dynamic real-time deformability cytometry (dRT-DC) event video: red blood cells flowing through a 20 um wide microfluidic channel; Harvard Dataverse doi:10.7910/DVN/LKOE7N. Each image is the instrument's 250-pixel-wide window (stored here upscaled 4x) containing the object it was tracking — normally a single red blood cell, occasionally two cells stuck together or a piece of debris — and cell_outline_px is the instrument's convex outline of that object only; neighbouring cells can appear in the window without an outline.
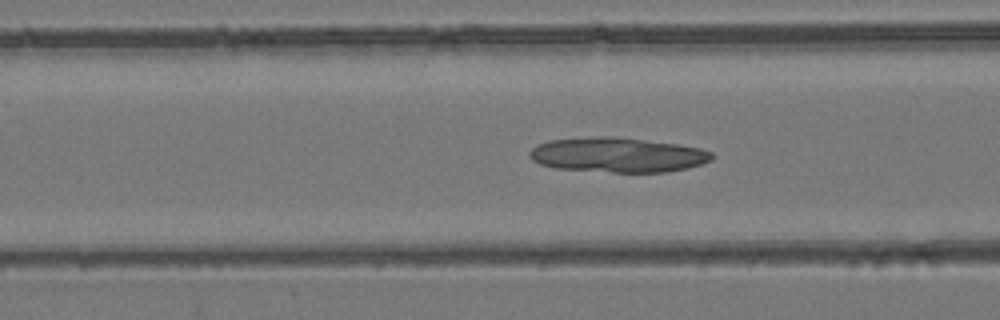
{"species": "common noctule bat (a hibernating species)", "species_latin": "Nyctalus noctula", "temperature_condition": "room temperature", "stored_images_in_passage": 54, "camera_frame_rate_fps": 3000, "um_per_image_px": 0.085, "animal": {"sex": "female", "body_mass_g": 24.6, "forearm_length_mm": 56.2}, "frame": {"image": 1, "passage_image": 22, "time_ms": 7.0, "image_size_px": [1000, 320], "cell_outline_px": [[712, 160], [688, 168], [668, 172], [612, 172], [556, 168], [540, 164], [532, 160], [528, 156], [528, 152], [536, 144], [548, 140], [592, 136], [612, 136], [676, 144], [700, 148], [712, 152]], "centroid_in_image_um": [52.45, 13.16], "position_along_channel_um": 114.1, "area_um2": 37.05}}
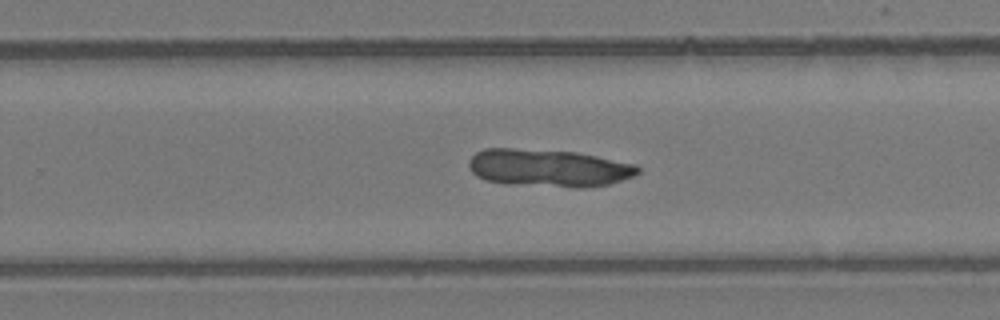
{"frame": {"image": 2, "passage_image": 35, "time_ms": 11.333, "image_size_px": [1000, 320], "cell_outline_px": [[640, 172], [632, 176], [608, 184], [584, 188], [572, 188], [504, 184], [484, 180], [476, 176], [472, 172], [468, 164], [468, 160], [476, 152], [484, 148], [512, 148], [576, 152], [636, 164], [640, 168]], "centroid_in_image_um": [46.59, 14.29], "position_along_channel_um": 283.2, "area_um2": 37.4}}
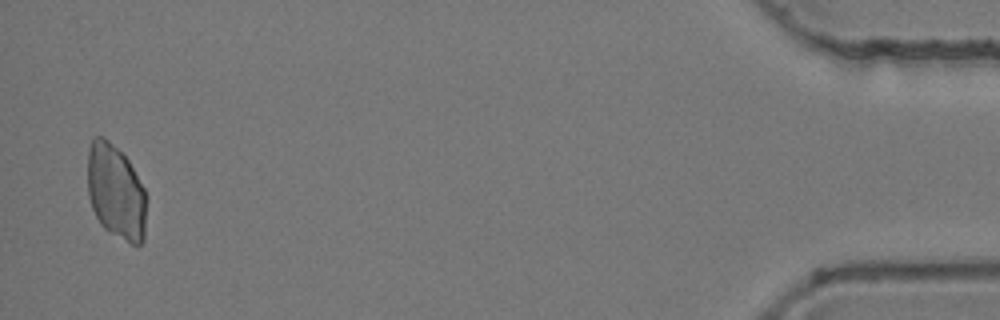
{"frame": {"image": 3, "passage_image": 53, "time_ms": 17.333, "image_size_px": [1000, 320], "cell_outline_px": [[144, 240], [140, 244], [132, 244], [104, 228], [100, 224], [92, 208], [88, 196], [88, 148], [92, 140], [96, 136], [104, 136], [128, 160], [144, 188]], "centroid_in_image_um": [9.81, 16.29], "position_along_channel_um": 425.4, "area_um2": 31.91}}